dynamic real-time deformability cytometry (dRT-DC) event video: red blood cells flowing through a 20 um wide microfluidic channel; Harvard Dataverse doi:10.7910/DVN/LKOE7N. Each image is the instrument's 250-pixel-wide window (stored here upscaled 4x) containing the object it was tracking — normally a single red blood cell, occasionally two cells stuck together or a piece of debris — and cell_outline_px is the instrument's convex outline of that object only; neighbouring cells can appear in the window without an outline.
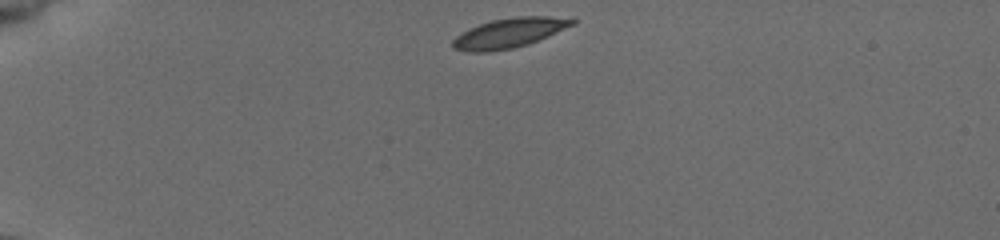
{"species": "common noctule bat (a hibernating species)", "species_latin": "Nyctalus noctula", "temperature_condition": "cold", "stored_images_in_passage": 41, "camera_frame_rate_fps": 3000, "um_per_image_px": 0.085, "animal": {"sex": "female", "body_mass_g": 19.5, "forearm_length_mm": 54.1}, "frame": {"image": 1, "passage_image": 1, "time_ms": 0.0, "image_size_px": [1000, 240], "cell_outline_px": [[576, 24], [548, 36], [528, 44], [512, 48], [488, 52], [468, 52], [452, 48], [452, 40], [456, 36], [468, 28], [492, 20], [516, 16], [548, 16], [576, 20]], "centroid_in_image_um": [43.25, 2.8], "position_along_channel_um": 41.7, "area_um2": 20.63}}
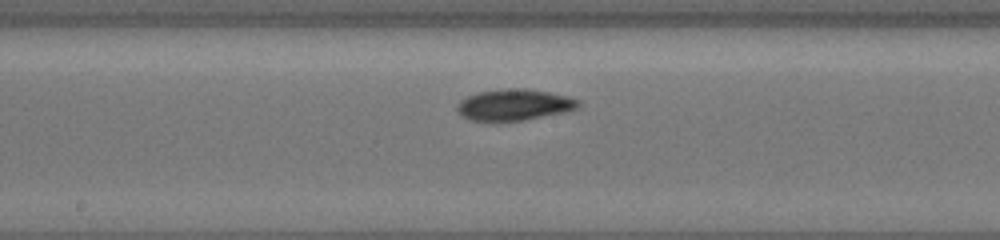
{"frame": {"image": 2, "passage_image": 18, "time_ms": 5.667, "image_size_px": [1000, 240], "cell_outline_px": [[580, 104], [576, 108], [564, 112], [524, 120], [472, 120], [464, 116], [456, 108], [456, 104], [460, 100], [476, 92], [508, 88], [528, 88], [568, 96], [580, 100]], "centroid_in_image_um": [43.72, 8.88], "position_along_channel_um": 204.5, "area_um2": 21.85}}
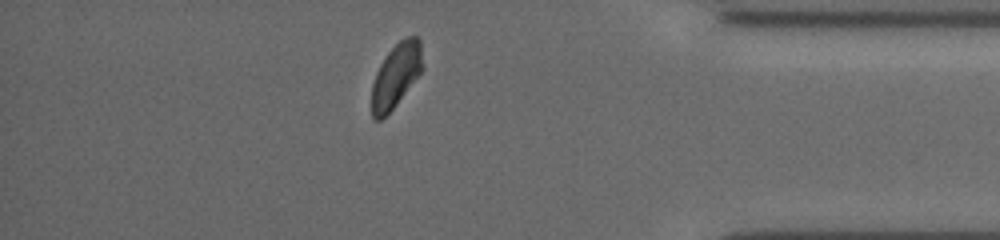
{"frame": {"image": 3, "passage_image": 35, "time_ms": 11.333, "image_size_px": [1000, 240], "cell_outline_px": [[424, 68], [396, 104], [380, 120], [376, 120], [372, 116], [372, 84], [376, 72], [380, 64], [388, 52], [400, 40], [408, 36], [416, 36], [420, 40]], "centroid_in_image_um": [33.67, 6.38], "position_along_channel_um": 401.5, "area_um2": 18.73}, "authors_computed_cell_mechanics": {"area_um2": 20.7502, "velocity_mm_per_s": 3.8609, "shape_relaxation_time_tau1_ms": 4.291, "shape_relaxation_time_tau2_ms": 6.5153, "deformation_change_tau1": 0.1638, "deformation_change_tau2": 0.1032}}